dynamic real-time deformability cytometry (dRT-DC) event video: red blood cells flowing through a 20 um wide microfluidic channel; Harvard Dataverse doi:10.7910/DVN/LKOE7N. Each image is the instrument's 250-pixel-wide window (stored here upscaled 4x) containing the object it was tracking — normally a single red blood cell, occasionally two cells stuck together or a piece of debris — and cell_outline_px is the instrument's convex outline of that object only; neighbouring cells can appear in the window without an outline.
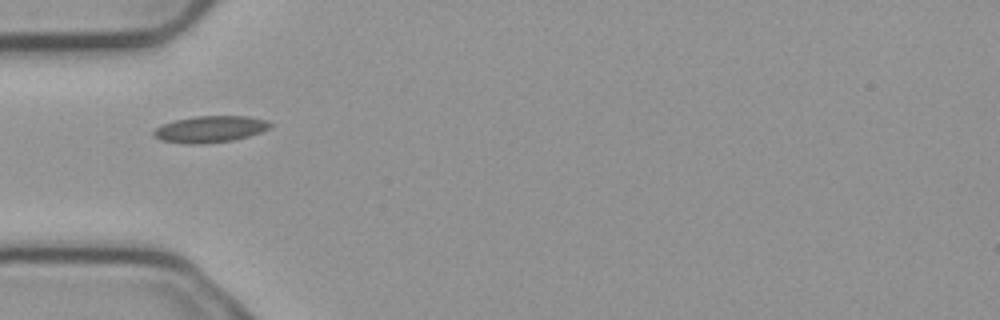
{"species": "common noctule bat (a hibernating species)", "species_latin": "Nyctalus noctula", "temperature_condition": "cold", "stored_images_in_passage": 2, "camera_frame_rate_fps": 3000, "um_per_image_px": 0.085, "animal": {"sex": "male", "body_mass_g": 23.1, "forearm_length_mm": 52.7}, "frame": {"image": 1, "passage_image": 1, "time_ms": 0.0, "image_size_px": [1000, 320], "cell_outline_px": [[272, 124], [268, 128], [260, 132], [248, 136], [232, 140], [200, 144], [192, 144], [160, 140], [152, 132], [156, 128], [164, 124], [176, 120], [196, 116], [248, 116], [268, 120]], "centroid_in_image_um": [17.88, 10.97], "position_along_channel_um": 67.1, "area_um2": 17.74}}
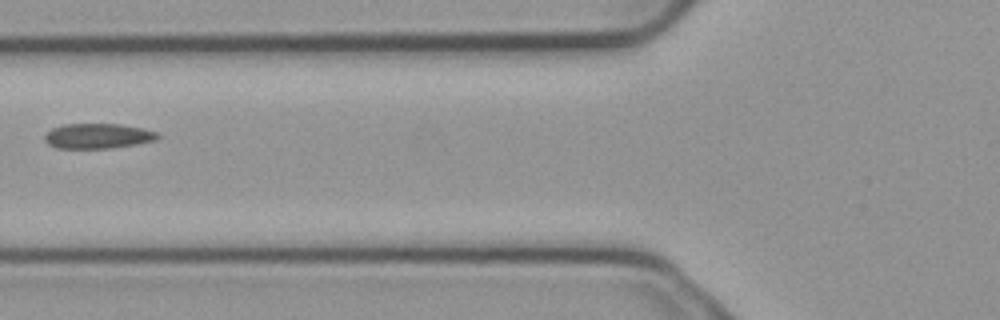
{"frame": {"image": 2, "passage_image": 2, "time_ms": 0.333, "image_size_px": [1000, 320], "cell_outline_px": [[160, 136], [156, 140], [136, 144], [112, 148], [56, 148], [48, 144], [44, 140], [44, 136], [52, 128], [64, 124], [120, 124], [160, 132]], "centroid_in_image_um": [8.33, 11.56], "position_along_channel_um": 117.5, "area_um2": 16.53}}